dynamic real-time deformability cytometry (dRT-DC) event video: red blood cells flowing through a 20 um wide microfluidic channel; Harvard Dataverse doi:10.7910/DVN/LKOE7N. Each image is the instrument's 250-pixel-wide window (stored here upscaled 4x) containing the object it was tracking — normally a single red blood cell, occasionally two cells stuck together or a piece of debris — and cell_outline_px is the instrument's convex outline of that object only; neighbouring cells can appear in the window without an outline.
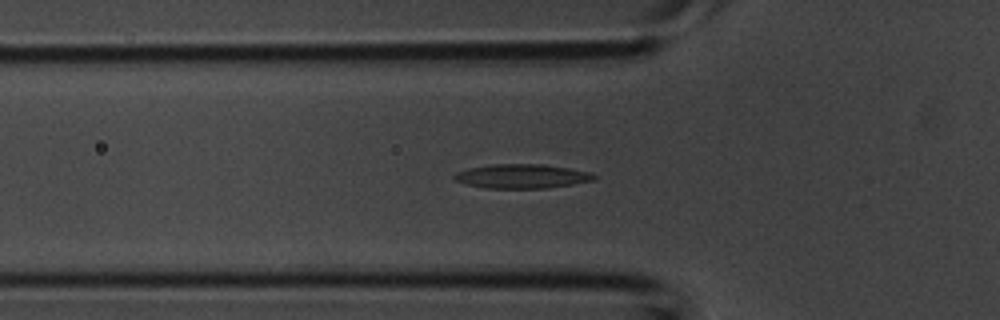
{"species": "common noctule bat (a hibernating species)", "species_latin": "Nyctalus noctula", "temperature_condition": "room temperature", "stored_images_in_passage": 43, "camera_frame_rate_fps": 3000, "um_per_image_px": 0.085, "animal": {"sex": "male", "body_mass_g": 20.1, "forearm_length_mm": 53.5}, "frame": {"image": 1, "passage_image": 14, "time_ms": 4.333, "image_size_px": [1000, 320], "cell_outline_px": [[596, 180], [548, 188], [484, 188], [464, 184], [456, 180], [452, 176], [456, 172], [468, 168], [492, 164], [544, 164], [592, 172], [596, 176]], "centroid_in_image_um": [44.36, 14.98], "position_along_channel_um": 81.4, "area_um2": 19.83}}
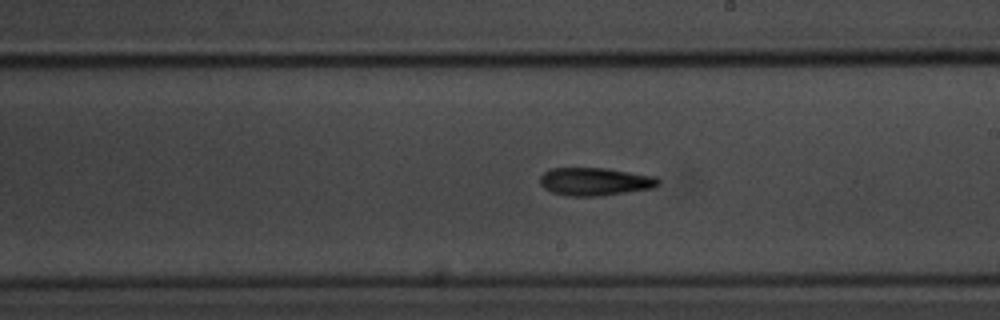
{"frame": {"image": 2, "passage_image": 24, "time_ms": 7.667, "image_size_px": [1000, 320], "cell_outline_px": [[660, 184], [652, 188], [600, 196], [564, 196], [552, 192], [544, 188], [540, 184], [540, 176], [544, 172], [552, 168], [608, 168], [656, 176], [660, 180]], "centroid_in_image_um": [50.57, 15.43], "position_along_channel_um": 238.4, "area_um2": 19.42}}
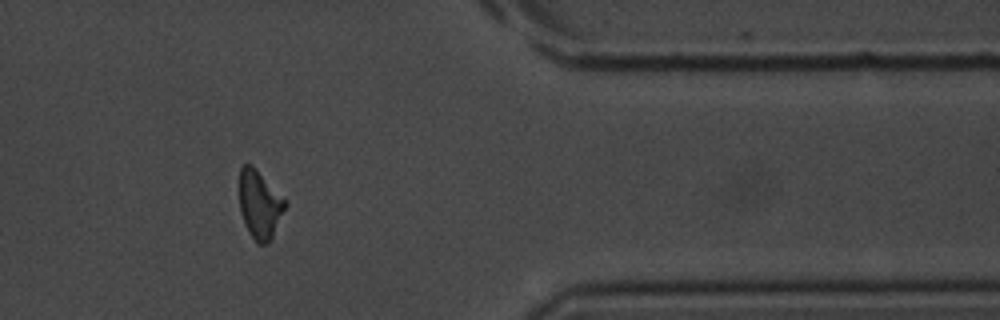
{"frame": {"image": 3, "passage_image": 35, "time_ms": 11.333, "image_size_px": [1000, 320], "cell_outline_px": [[288, 204], [272, 240], [268, 244], [256, 244], [248, 232], [244, 224], [240, 212], [240, 168], [244, 164], [252, 164], [288, 200]], "centroid_in_image_um": [22.12, 17.41], "position_along_channel_um": 389.3, "area_um2": 18.84}}